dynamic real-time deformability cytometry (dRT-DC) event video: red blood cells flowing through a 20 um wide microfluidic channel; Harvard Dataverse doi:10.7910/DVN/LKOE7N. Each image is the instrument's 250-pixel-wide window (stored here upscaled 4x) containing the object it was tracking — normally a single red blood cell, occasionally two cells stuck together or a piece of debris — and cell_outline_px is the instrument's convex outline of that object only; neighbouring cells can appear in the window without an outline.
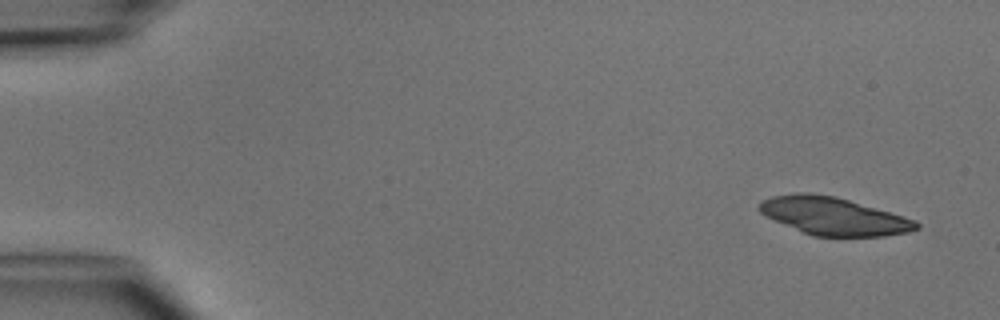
{"species": "common noctule bat (a hibernating species)", "species_latin": "Nyctalus noctula", "temperature_condition": "cold", "stored_images_in_passage": 4, "camera_frame_rate_fps": 3000, "um_per_image_px": 0.085, "animal": {"sex": "male", "body_mass_g": 15.6}, "frame": {"image": 1, "passage_image": 1, "time_ms": 0.0, "image_size_px": [1000, 320], "cell_outline_px": [[920, 228], [908, 232], [884, 236], [812, 236], [776, 220], [760, 212], [756, 208], [756, 204], [760, 200], [772, 196], [796, 192], [808, 192], [836, 196], [904, 216], [916, 220], [920, 224]], "centroid_in_image_um": [70.85, 18.35], "position_along_channel_um": 14.2, "area_um2": 34.56}}
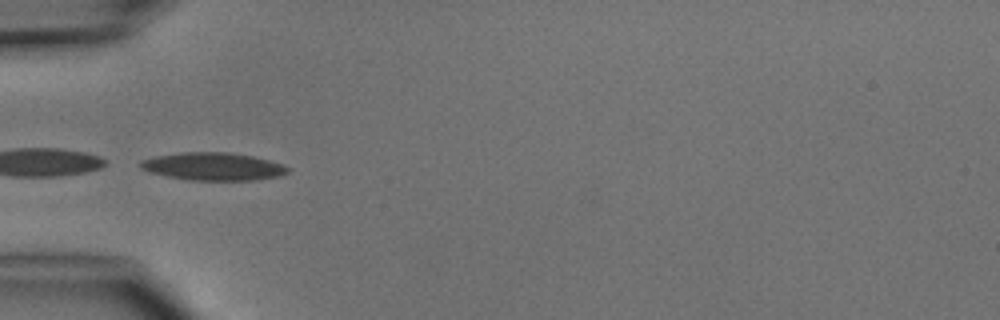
{"frame": {"image": 2, "passage_image": 4, "time_ms": 4.333, "image_size_px": [1000, 320], "cell_outline_px": [[292, 168], [288, 172], [280, 176], [256, 180], [188, 180], [148, 172], [140, 168], [140, 160], [152, 156], [180, 152], [228, 152], [252, 156], [284, 164]], "centroid_in_image_um": [18.11, 14.14], "position_along_channel_um": 66.9, "area_um2": 24.1}}